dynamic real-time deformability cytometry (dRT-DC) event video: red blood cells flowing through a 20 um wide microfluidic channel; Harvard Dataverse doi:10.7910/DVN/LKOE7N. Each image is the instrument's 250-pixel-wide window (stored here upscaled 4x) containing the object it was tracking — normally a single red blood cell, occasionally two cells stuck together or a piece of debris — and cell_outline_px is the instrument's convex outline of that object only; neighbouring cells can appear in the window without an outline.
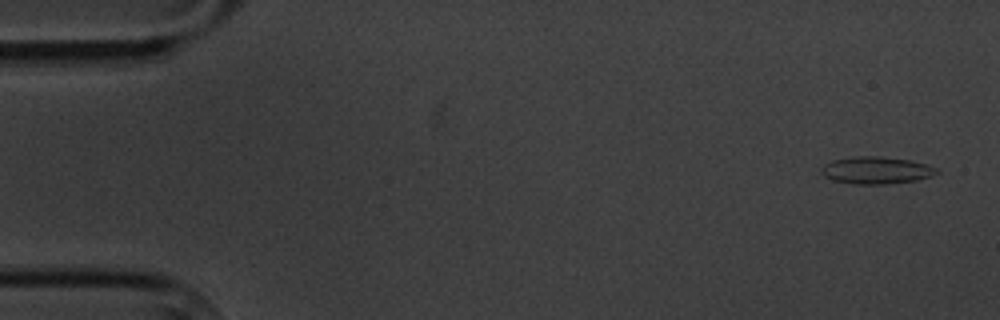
{"species": "common noctule bat (a hibernating species)", "species_latin": "Nyctalus noctula", "temperature_condition": "cold", "stored_images_in_passage": 4, "camera_frame_rate_fps": 3000, "um_per_image_px": 0.085, "animal": {"sex": "male", "body_mass_g": 20.1, "forearm_length_mm": 53.5}, "frame": {"image": 1, "passage_image": 1, "time_ms": 0.0, "image_size_px": [1000, 320], "cell_outline_px": [[940, 172], [932, 176], [916, 180], [884, 184], [856, 184], [832, 180], [824, 176], [820, 172], [820, 168], [824, 164], [832, 160], [852, 156], [880, 156], [912, 160], [936, 168]], "centroid_in_image_um": [74.45, 14.46], "position_along_channel_um": 10.6, "area_um2": 18.38}}